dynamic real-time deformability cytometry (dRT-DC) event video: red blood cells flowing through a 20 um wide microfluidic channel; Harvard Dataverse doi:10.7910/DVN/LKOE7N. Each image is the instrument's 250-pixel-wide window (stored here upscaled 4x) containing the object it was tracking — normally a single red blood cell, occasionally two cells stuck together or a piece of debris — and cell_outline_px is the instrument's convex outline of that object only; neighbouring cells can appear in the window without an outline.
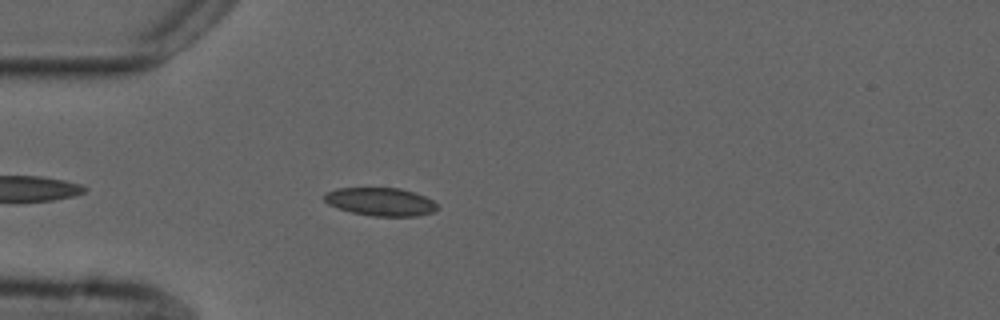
{"species": "common noctule bat (a hibernating species)", "species_latin": "Nyctalus noctula", "temperature_condition": "cold", "stored_images_in_passage": 42, "camera_frame_rate_fps": 3000, "um_per_image_px": 0.085, "animal": {"sex": "male", "forearm_length_mm": 52.5}, "frame": {"image": 1, "passage_image": 5, "time_ms": 1.333, "image_size_px": [1000, 320], "cell_outline_px": [[440, 208], [432, 212], [416, 216], [372, 216], [352, 212], [328, 204], [324, 200], [324, 192], [336, 188], [400, 188], [424, 196], [432, 200]], "centroid_in_image_um": [32.33, 17.14], "position_along_channel_um": 52.7, "area_um2": 18.44}}
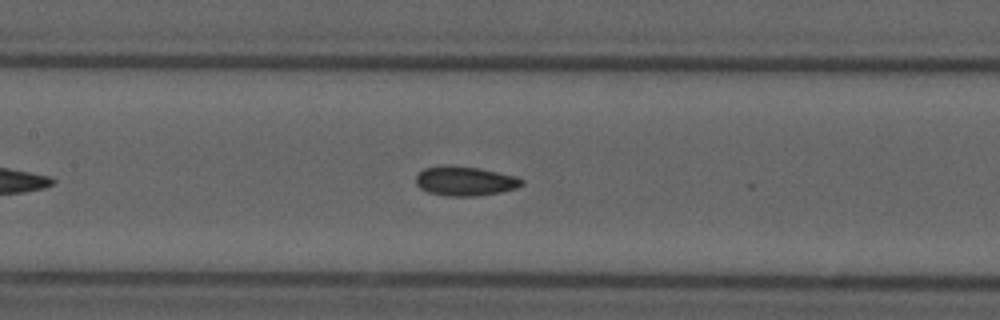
{"frame": {"image": 2, "passage_image": 15, "time_ms": 4.667, "image_size_px": [1000, 320], "cell_outline_px": [[524, 184], [516, 188], [500, 192], [476, 196], [448, 196], [428, 192], [420, 188], [416, 184], [416, 176], [424, 168], [480, 168], [516, 176], [524, 180]], "centroid_in_image_um": [39.59, 15.43], "position_along_channel_um": 167.8, "area_um2": 17.46}}
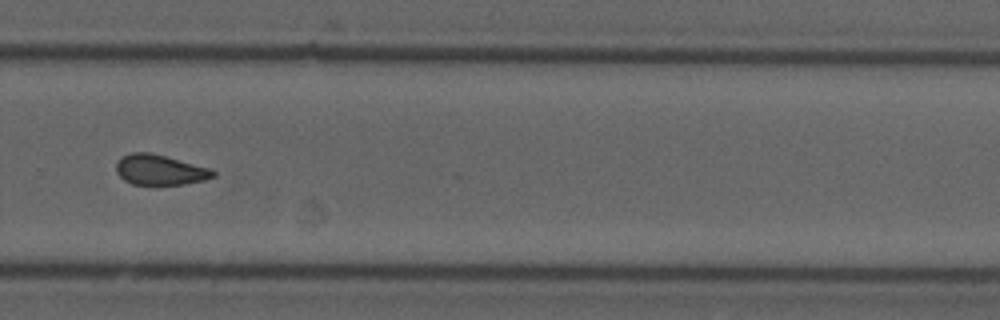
{"frame": {"image": 3, "passage_image": 27, "time_ms": 8.667, "image_size_px": [1000, 320], "cell_outline_px": [[216, 176], [204, 180], [184, 184], [132, 184], [124, 180], [116, 172], [116, 164], [120, 156], [132, 152], [148, 152], [212, 168], [216, 172]], "centroid_in_image_um": [13.59, 14.43], "position_along_channel_um": 316.2, "area_um2": 17.11}, "authors_computed_cell_mechanics": {"area_um2": 17.8313, "velocity_mm_per_s": 3.7212, "shape_relaxation_time_tau1_ms": null, "shape_relaxation_time_tau2_ms": 3.0227, "deformation_change_tau1": null, "deformation_change_tau2": 0.081}}